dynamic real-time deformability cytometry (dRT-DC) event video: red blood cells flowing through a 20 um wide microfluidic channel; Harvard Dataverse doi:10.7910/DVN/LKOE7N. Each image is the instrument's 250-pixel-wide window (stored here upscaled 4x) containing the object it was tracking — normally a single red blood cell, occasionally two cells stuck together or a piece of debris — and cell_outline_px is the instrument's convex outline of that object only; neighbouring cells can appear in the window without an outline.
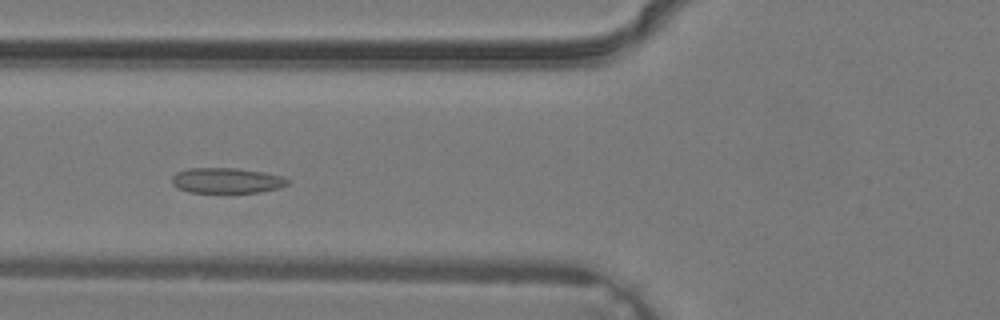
{"species": "common noctule bat (a hibernating species)", "species_latin": "Nyctalus noctula", "temperature_condition": "warm", "stored_images_in_passage": 28, "camera_frame_rate_fps": 3000, "um_per_image_px": 0.085, "animal": {"sex": "male", "body_mass_g": 19.2, "forearm_length_mm": 51.8}, "frame": {"image": 1, "passage_image": 6, "time_ms": 1.667, "image_size_px": [1000, 320], "cell_outline_px": [[288, 184], [276, 188], [260, 192], [188, 192], [172, 184], [172, 176], [176, 172], [188, 168], [240, 168], [264, 172], [280, 176], [288, 180]], "centroid_in_image_um": [19.23, 15.33], "position_along_channel_um": 106.6, "area_um2": 16.94}}
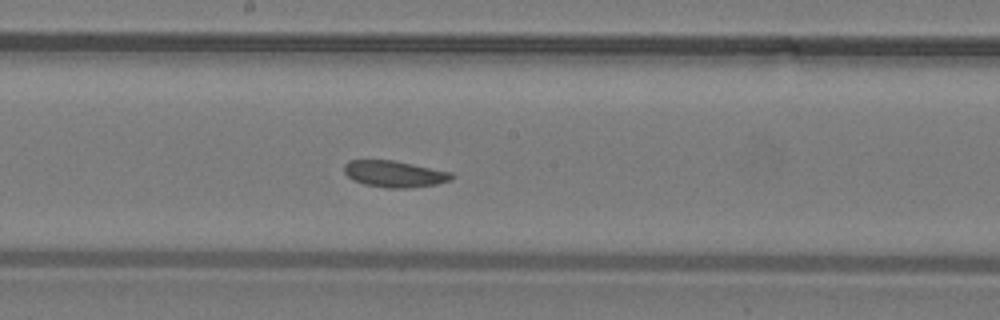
{"frame": {"image": 2, "passage_image": 12, "time_ms": 3.667, "image_size_px": [1000, 320], "cell_outline_px": [[456, 176], [452, 180], [436, 184], [408, 188], [384, 188], [364, 184], [352, 180], [344, 172], [344, 164], [348, 160], [392, 160], [452, 172]], "centroid_in_image_um": [33.53, 14.79], "position_along_channel_um": 214.7, "area_um2": 16.7}}
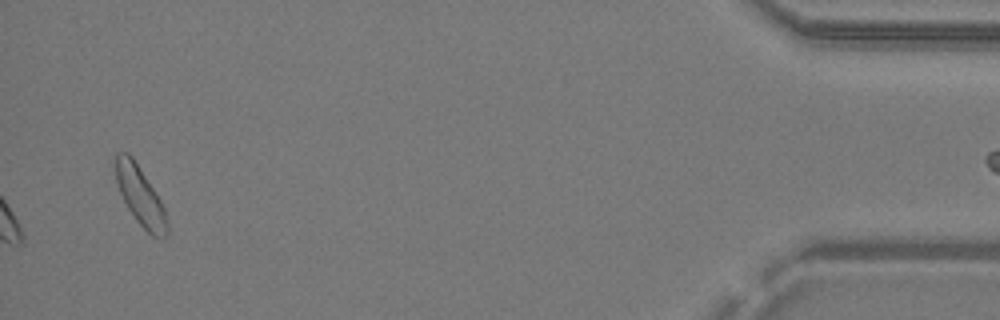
{"frame": {"image": 3, "passage_image": 28, "time_ms": 9.0, "image_size_px": [1000, 320], "cell_outline_px": [[168, 236], [164, 240], [160, 240], [152, 236], [136, 220], [128, 208], [120, 192], [116, 180], [112, 160], [116, 152], [128, 152], [132, 156], [160, 200], [164, 208], [168, 224]], "centroid_in_image_um": [11.9, 16.65], "position_along_channel_um": 423.3, "area_um2": 17.86}}